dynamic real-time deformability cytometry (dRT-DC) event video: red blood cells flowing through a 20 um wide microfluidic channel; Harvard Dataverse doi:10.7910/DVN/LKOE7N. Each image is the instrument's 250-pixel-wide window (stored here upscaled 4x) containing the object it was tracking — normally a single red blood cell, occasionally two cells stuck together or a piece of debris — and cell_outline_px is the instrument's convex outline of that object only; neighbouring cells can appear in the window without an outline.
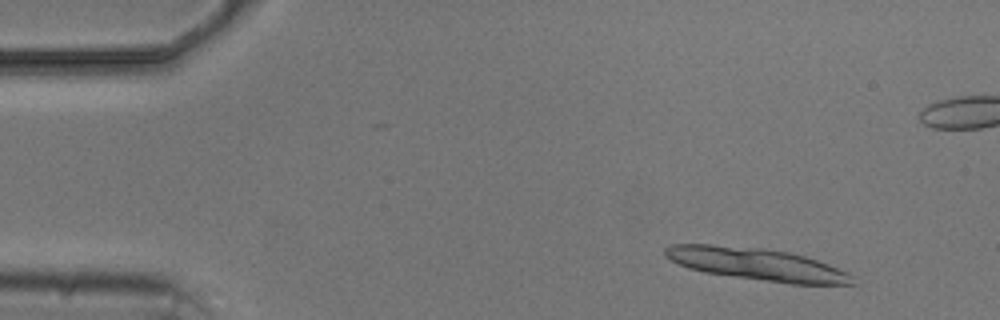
{"species": "common noctule bat (a hibernating species)", "species_latin": "Nyctalus noctula", "temperature_condition": "cold", "stored_images_in_passage": 4, "camera_frame_rate_fps": 3000, "um_per_image_px": 0.085, "animal": {"sex": "male", "body_mass_g": 20.5, "forearm_length_mm": 52.5}, "frame": {"image": 1, "passage_image": 1, "time_ms": 0.0, "image_size_px": [1000, 320], "cell_outline_px": [[856, 284], [792, 284], [704, 272], [688, 268], [664, 256], [664, 248], [672, 244], [712, 244], [764, 248], [788, 252], [804, 256], [828, 264], [848, 272], [852, 276]], "centroid_in_image_um": [64.32, 22.45], "position_along_channel_um": 20.7, "area_um2": 35.03}}